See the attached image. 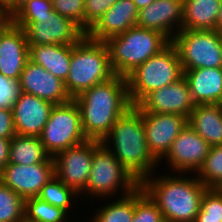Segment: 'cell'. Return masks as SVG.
Returning <instances> with one entry per match:
<instances>
[{
	"instance_id": "obj_32",
	"label": "cell",
	"mask_w": 222,
	"mask_h": 222,
	"mask_svg": "<svg viewBox=\"0 0 222 222\" xmlns=\"http://www.w3.org/2000/svg\"><path fill=\"white\" fill-rule=\"evenodd\" d=\"M195 222H222V189L208 188Z\"/></svg>"
},
{
	"instance_id": "obj_36",
	"label": "cell",
	"mask_w": 222,
	"mask_h": 222,
	"mask_svg": "<svg viewBox=\"0 0 222 222\" xmlns=\"http://www.w3.org/2000/svg\"><path fill=\"white\" fill-rule=\"evenodd\" d=\"M19 83L0 74V108H11L18 98Z\"/></svg>"
},
{
	"instance_id": "obj_13",
	"label": "cell",
	"mask_w": 222,
	"mask_h": 222,
	"mask_svg": "<svg viewBox=\"0 0 222 222\" xmlns=\"http://www.w3.org/2000/svg\"><path fill=\"white\" fill-rule=\"evenodd\" d=\"M145 137L150 153L160 163L173 141L188 124V118L170 113L143 112Z\"/></svg>"
},
{
	"instance_id": "obj_25",
	"label": "cell",
	"mask_w": 222,
	"mask_h": 222,
	"mask_svg": "<svg viewBox=\"0 0 222 222\" xmlns=\"http://www.w3.org/2000/svg\"><path fill=\"white\" fill-rule=\"evenodd\" d=\"M42 162H54L44 149L39 137L16 134L10 140L8 163L34 165Z\"/></svg>"
},
{
	"instance_id": "obj_40",
	"label": "cell",
	"mask_w": 222,
	"mask_h": 222,
	"mask_svg": "<svg viewBox=\"0 0 222 222\" xmlns=\"http://www.w3.org/2000/svg\"><path fill=\"white\" fill-rule=\"evenodd\" d=\"M31 0H12L4 10L12 17L24 4Z\"/></svg>"
},
{
	"instance_id": "obj_12",
	"label": "cell",
	"mask_w": 222,
	"mask_h": 222,
	"mask_svg": "<svg viewBox=\"0 0 222 222\" xmlns=\"http://www.w3.org/2000/svg\"><path fill=\"white\" fill-rule=\"evenodd\" d=\"M210 148L211 146L187 124L173 141L163 160H167V166H170L171 171L173 169L172 173L185 175L191 172L192 175L201 168Z\"/></svg>"
},
{
	"instance_id": "obj_6",
	"label": "cell",
	"mask_w": 222,
	"mask_h": 222,
	"mask_svg": "<svg viewBox=\"0 0 222 222\" xmlns=\"http://www.w3.org/2000/svg\"><path fill=\"white\" fill-rule=\"evenodd\" d=\"M182 76L179 53L170 42L126 77L131 104L137 105L151 91L172 84Z\"/></svg>"
},
{
	"instance_id": "obj_44",
	"label": "cell",
	"mask_w": 222,
	"mask_h": 222,
	"mask_svg": "<svg viewBox=\"0 0 222 222\" xmlns=\"http://www.w3.org/2000/svg\"><path fill=\"white\" fill-rule=\"evenodd\" d=\"M218 105L222 109V97H221L220 101L218 102Z\"/></svg>"
},
{
	"instance_id": "obj_16",
	"label": "cell",
	"mask_w": 222,
	"mask_h": 222,
	"mask_svg": "<svg viewBox=\"0 0 222 222\" xmlns=\"http://www.w3.org/2000/svg\"><path fill=\"white\" fill-rule=\"evenodd\" d=\"M18 83L21 92L35 95L54 105L64 104L72 100L64 81L30 60L26 62Z\"/></svg>"
},
{
	"instance_id": "obj_38",
	"label": "cell",
	"mask_w": 222,
	"mask_h": 222,
	"mask_svg": "<svg viewBox=\"0 0 222 222\" xmlns=\"http://www.w3.org/2000/svg\"><path fill=\"white\" fill-rule=\"evenodd\" d=\"M10 140L11 139L0 138V174L8 163Z\"/></svg>"
},
{
	"instance_id": "obj_10",
	"label": "cell",
	"mask_w": 222,
	"mask_h": 222,
	"mask_svg": "<svg viewBox=\"0 0 222 222\" xmlns=\"http://www.w3.org/2000/svg\"><path fill=\"white\" fill-rule=\"evenodd\" d=\"M25 30L29 46L75 45L86 33L72 20L52 10L39 21H12Z\"/></svg>"
},
{
	"instance_id": "obj_3",
	"label": "cell",
	"mask_w": 222,
	"mask_h": 222,
	"mask_svg": "<svg viewBox=\"0 0 222 222\" xmlns=\"http://www.w3.org/2000/svg\"><path fill=\"white\" fill-rule=\"evenodd\" d=\"M152 175L154 173L146 177L140 186L157 204L164 221L195 222L202 197L208 188L195 175L160 174L162 176L158 178Z\"/></svg>"
},
{
	"instance_id": "obj_37",
	"label": "cell",
	"mask_w": 222,
	"mask_h": 222,
	"mask_svg": "<svg viewBox=\"0 0 222 222\" xmlns=\"http://www.w3.org/2000/svg\"><path fill=\"white\" fill-rule=\"evenodd\" d=\"M16 135L11 108H0V138L11 139Z\"/></svg>"
},
{
	"instance_id": "obj_11",
	"label": "cell",
	"mask_w": 222,
	"mask_h": 222,
	"mask_svg": "<svg viewBox=\"0 0 222 222\" xmlns=\"http://www.w3.org/2000/svg\"><path fill=\"white\" fill-rule=\"evenodd\" d=\"M94 151L95 140H86L60 151L53 157L55 175L79 195L88 184Z\"/></svg>"
},
{
	"instance_id": "obj_4",
	"label": "cell",
	"mask_w": 222,
	"mask_h": 222,
	"mask_svg": "<svg viewBox=\"0 0 222 222\" xmlns=\"http://www.w3.org/2000/svg\"><path fill=\"white\" fill-rule=\"evenodd\" d=\"M115 74L105 42L86 34L73 46L65 87L72 99L94 85L110 80Z\"/></svg>"
},
{
	"instance_id": "obj_17",
	"label": "cell",
	"mask_w": 222,
	"mask_h": 222,
	"mask_svg": "<svg viewBox=\"0 0 222 222\" xmlns=\"http://www.w3.org/2000/svg\"><path fill=\"white\" fill-rule=\"evenodd\" d=\"M183 11V0H155L139 10L136 25L162 33L172 41L182 29Z\"/></svg>"
},
{
	"instance_id": "obj_20",
	"label": "cell",
	"mask_w": 222,
	"mask_h": 222,
	"mask_svg": "<svg viewBox=\"0 0 222 222\" xmlns=\"http://www.w3.org/2000/svg\"><path fill=\"white\" fill-rule=\"evenodd\" d=\"M138 12L132 0H117L86 35L93 40L105 42L136 26Z\"/></svg>"
},
{
	"instance_id": "obj_42",
	"label": "cell",
	"mask_w": 222,
	"mask_h": 222,
	"mask_svg": "<svg viewBox=\"0 0 222 222\" xmlns=\"http://www.w3.org/2000/svg\"><path fill=\"white\" fill-rule=\"evenodd\" d=\"M216 30L222 32V0L220 4L218 19H217Z\"/></svg>"
},
{
	"instance_id": "obj_39",
	"label": "cell",
	"mask_w": 222,
	"mask_h": 222,
	"mask_svg": "<svg viewBox=\"0 0 222 222\" xmlns=\"http://www.w3.org/2000/svg\"><path fill=\"white\" fill-rule=\"evenodd\" d=\"M12 23V17L4 9H0V37Z\"/></svg>"
},
{
	"instance_id": "obj_5",
	"label": "cell",
	"mask_w": 222,
	"mask_h": 222,
	"mask_svg": "<svg viewBox=\"0 0 222 222\" xmlns=\"http://www.w3.org/2000/svg\"><path fill=\"white\" fill-rule=\"evenodd\" d=\"M170 42L162 33L137 25L105 41L114 74L124 77L159 53Z\"/></svg>"
},
{
	"instance_id": "obj_33",
	"label": "cell",
	"mask_w": 222,
	"mask_h": 222,
	"mask_svg": "<svg viewBox=\"0 0 222 222\" xmlns=\"http://www.w3.org/2000/svg\"><path fill=\"white\" fill-rule=\"evenodd\" d=\"M85 0H52L53 10L69 18L85 32Z\"/></svg>"
},
{
	"instance_id": "obj_43",
	"label": "cell",
	"mask_w": 222,
	"mask_h": 222,
	"mask_svg": "<svg viewBox=\"0 0 222 222\" xmlns=\"http://www.w3.org/2000/svg\"><path fill=\"white\" fill-rule=\"evenodd\" d=\"M12 0H0V9H4Z\"/></svg>"
},
{
	"instance_id": "obj_21",
	"label": "cell",
	"mask_w": 222,
	"mask_h": 222,
	"mask_svg": "<svg viewBox=\"0 0 222 222\" xmlns=\"http://www.w3.org/2000/svg\"><path fill=\"white\" fill-rule=\"evenodd\" d=\"M195 105L218 104L222 97V68L183 71Z\"/></svg>"
},
{
	"instance_id": "obj_24",
	"label": "cell",
	"mask_w": 222,
	"mask_h": 222,
	"mask_svg": "<svg viewBox=\"0 0 222 222\" xmlns=\"http://www.w3.org/2000/svg\"><path fill=\"white\" fill-rule=\"evenodd\" d=\"M221 0H183L181 30H216Z\"/></svg>"
},
{
	"instance_id": "obj_15",
	"label": "cell",
	"mask_w": 222,
	"mask_h": 222,
	"mask_svg": "<svg viewBox=\"0 0 222 222\" xmlns=\"http://www.w3.org/2000/svg\"><path fill=\"white\" fill-rule=\"evenodd\" d=\"M143 112L178 114L189 118L195 104L186 78L148 93L137 105Z\"/></svg>"
},
{
	"instance_id": "obj_7",
	"label": "cell",
	"mask_w": 222,
	"mask_h": 222,
	"mask_svg": "<svg viewBox=\"0 0 222 222\" xmlns=\"http://www.w3.org/2000/svg\"><path fill=\"white\" fill-rule=\"evenodd\" d=\"M91 171L84 192L91 197H114L119 191L120 197L130 194L140 183L114 157L112 152L100 141H95ZM123 191V192H122Z\"/></svg>"
},
{
	"instance_id": "obj_18",
	"label": "cell",
	"mask_w": 222,
	"mask_h": 222,
	"mask_svg": "<svg viewBox=\"0 0 222 222\" xmlns=\"http://www.w3.org/2000/svg\"><path fill=\"white\" fill-rule=\"evenodd\" d=\"M53 107L49 101L20 91L11 107L16 134L39 137Z\"/></svg>"
},
{
	"instance_id": "obj_35",
	"label": "cell",
	"mask_w": 222,
	"mask_h": 222,
	"mask_svg": "<svg viewBox=\"0 0 222 222\" xmlns=\"http://www.w3.org/2000/svg\"><path fill=\"white\" fill-rule=\"evenodd\" d=\"M117 0H85V33H87Z\"/></svg>"
},
{
	"instance_id": "obj_23",
	"label": "cell",
	"mask_w": 222,
	"mask_h": 222,
	"mask_svg": "<svg viewBox=\"0 0 222 222\" xmlns=\"http://www.w3.org/2000/svg\"><path fill=\"white\" fill-rule=\"evenodd\" d=\"M188 124L210 146L222 145V109L218 104L195 105Z\"/></svg>"
},
{
	"instance_id": "obj_22",
	"label": "cell",
	"mask_w": 222,
	"mask_h": 222,
	"mask_svg": "<svg viewBox=\"0 0 222 222\" xmlns=\"http://www.w3.org/2000/svg\"><path fill=\"white\" fill-rule=\"evenodd\" d=\"M73 46L61 44L29 46V60L65 82L70 69Z\"/></svg>"
},
{
	"instance_id": "obj_27",
	"label": "cell",
	"mask_w": 222,
	"mask_h": 222,
	"mask_svg": "<svg viewBox=\"0 0 222 222\" xmlns=\"http://www.w3.org/2000/svg\"><path fill=\"white\" fill-rule=\"evenodd\" d=\"M25 222H67L68 215L64 210L39 197L25 200Z\"/></svg>"
},
{
	"instance_id": "obj_41",
	"label": "cell",
	"mask_w": 222,
	"mask_h": 222,
	"mask_svg": "<svg viewBox=\"0 0 222 222\" xmlns=\"http://www.w3.org/2000/svg\"><path fill=\"white\" fill-rule=\"evenodd\" d=\"M132 1L136 5L137 9L140 10L142 8L147 7L150 3H152L155 0H132Z\"/></svg>"
},
{
	"instance_id": "obj_2",
	"label": "cell",
	"mask_w": 222,
	"mask_h": 222,
	"mask_svg": "<svg viewBox=\"0 0 222 222\" xmlns=\"http://www.w3.org/2000/svg\"><path fill=\"white\" fill-rule=\"evenodd\" d=\"M101 143L139 183L153 174L158 167L156 165H159L149 151L143 117L136 105H132L116 120Z\"/></svg>"
},
{
	"instance_id": "obj_8",
	"label": "cell",
	"mask_w": 222,
	"mask_h": 222,
	"mask_svg": "<svg viewBox=\"0 0 222 222\" xmlns=\"http://www.w3.org/2000/svg\"><path fill=\"white\" fill-rule=\"evenodd\" d=\"M222 32L180 30L171 41L179 53L182 70L222 68Z\"/></svg>"
},
{
	"instance_id": "obj_34",
	"label": "cell",
	"mask_w": 222,
	"mask_h": 222,
	"mask_svg": "<svg viewBox=\"0 0 222 222\" xmlns=\"http://www.w3.org/2000/svg\"><path fill=\"white\" fill-rule=\"evenodd\" d=\"M52 10V0H31L12 16V21H39Z\"/></svg>"
},
{
	"instance_id": "obj_31",
	"label": "cell",
	"mask_w": 222,
	"mask_h": 222,
	"mask_svg": "<svg viewBox=\"0 0 222 222\" xmlns=\"http://www.w3.org/2000/svg\"><path fill=\"white\" fill-rule=\"evenodd\" d=\"M132 222H165L161 210L141 186L134 190Z\"/></svg>"
},
{
	"instance_id": "obj_28",
	"label": "cell",
	"mask_w": 222,
	"mask_h": 222,
	"mask_svg": "<svg viewBox=\"0 0 222 222\" xmlns=\"http://www.w3.org/2000/svg\"><path fill=\"white\" fill-rule=\"evenodd\" d=\"M75 196V197H74ZM79 196V197H78ZM38 197L69 213L74 198H81L72 188L67 187L56 175L41 189Z\"/></svg>"
},
{
	"instance_id": "obj_9",
	"label": "cell",
	"mask_w": 222,
	"mask_h": 222,
	"mask_svg": "<svg viewBox=\"0 0 222 222\" xmlns=\"http://www.w3.org/2000/svg\"><path fill=\"white\" fill-rule=\"evenodd\" d=\"M39 138L51 157L87 140L82 131L80 108L74 99L54 105Z\"/></svg>"
},
{
	"instance_id": "obj_30",
	"label": "cell",
	"mask_w": 222,
	"mask_h": 222,
	"mask_svg": "<svg viewBox=\"0 0 222 222\" xmlns=\"http://www.w3.org/2000/svg\"><path fill=\"white\" fill-rule=\"evenodd\" d=\"M25 200L0 181V222H25Z\"/></svg>"
},
{
	"instance_id": "obj_14",
	"label": "cell",
	"mask_w": 222,
	"mask_h": 222,
	"mask_svg": "<svg viewBox=\"0 0 222 222\" xmlns=\"http://www.w3.org/2000/svg\"><path fill=\"white\" fill-rule=\"evenodd\" d=\"M54 176V162L34 165L7 163L0 174V181L26 200L38 197L42 187Z\"/></svg>"
},
{
	"instance_id": "obj_19",
	"label": "cell",
	"mask_w": 222,
	"mask_h": 222,
	"mask_svg": "<svg viewBox=\"0 0 222 222\" xmlns=\"http://www.w3.org/2000/svg\"><path fill=\"white\" fill-rule=\"evenodd\" d=\"M28 60L25 30L12 23L0 37V74L18 82Z\"/></svg>"
},
{
	"instance_id": "obj_26",
	"label": "cell",
	"mask_w": 222,
	"mask_h": 222,
	"mask_svg": "<svg viewBox=\"0 0 222 222\" xmlns=\"http://www.w3.org/2000/svg\"><path fill=\"white\" fill-rule=\"evenodd\" d=\"M92 222H132L134 216V190L115 201L103 205L93 214Z\"/></svg>"
},
{
	"instance_id": "obj_29",
	"label": "cell",
	"mask_w": 222,
	"mask_h": 222,
	"mask_svg": "<svg viewBox=\"0 0 222 222\" xmlns=\"http://www.w3.org/2000/svg\"><path fill=\"white\" fill-rule=\"evenodd\" d=\"M195 175L207 188L222 189V145L211 146L203 165Z\"/></svg>"
},
{
	"instance_id": "obj_1",
	"label": "cell",
	"mask_w": 222,
	"mask_h": 222,
	"mask_svg": "<svg viewBox=\"0 0 222 222\" xmlns=\"http://www.w3.org/2000/svg\"><path fill=\"white\" fill-rule=\"evenodd\" d=\"M74 100L80 108L85 137L100 142L109 134L116 120L132 106L127 78L118 75L86 89Z\"/></svg>"
}]
</instances>
